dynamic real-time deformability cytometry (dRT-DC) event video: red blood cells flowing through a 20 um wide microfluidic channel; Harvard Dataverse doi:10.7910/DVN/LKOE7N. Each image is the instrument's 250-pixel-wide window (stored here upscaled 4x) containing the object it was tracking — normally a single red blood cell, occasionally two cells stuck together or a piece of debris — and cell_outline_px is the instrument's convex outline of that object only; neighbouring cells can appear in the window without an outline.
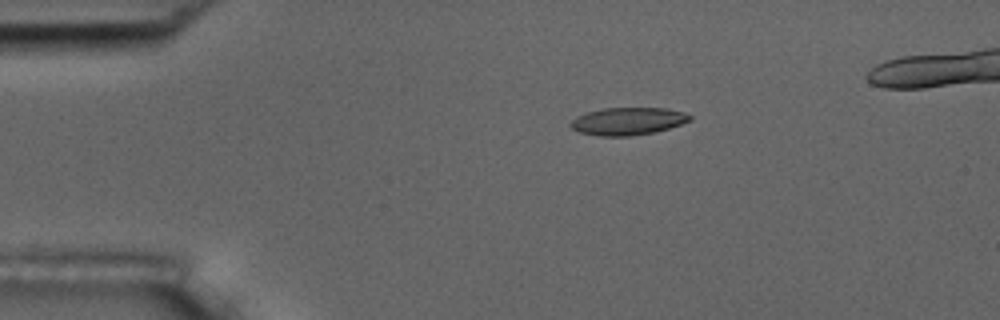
{"species": "common noctule bat (a hibernating species)", "species_latin": "Nyctalus noctula", "temperature_condition": "room temperature", "stored_images_in_passage": 3, "camera_frame_rate_fps": 3000, "um_per_image_px": 0.085, "animal": {"sex": "male", "body_mass_g": 17.5, "forearm_length_mm": 52.3}, "frame": {"image": 1, "passage_image": 1, "time_ms": 0.0, "image_size_px": [1000, 320], "cell_outline_px": [[692, 120], [656, 132], [632, 136], [600, 136], [580, 132], [572, 128], [568, 124], [576, 116], [588, 112], [604, 108], [664, 108], [684, 112], [692, 116]], "centroid_in_image_um": [53.37, 10.3], "position_along_channel_um": 31.6, "area_um2": 19.13}}